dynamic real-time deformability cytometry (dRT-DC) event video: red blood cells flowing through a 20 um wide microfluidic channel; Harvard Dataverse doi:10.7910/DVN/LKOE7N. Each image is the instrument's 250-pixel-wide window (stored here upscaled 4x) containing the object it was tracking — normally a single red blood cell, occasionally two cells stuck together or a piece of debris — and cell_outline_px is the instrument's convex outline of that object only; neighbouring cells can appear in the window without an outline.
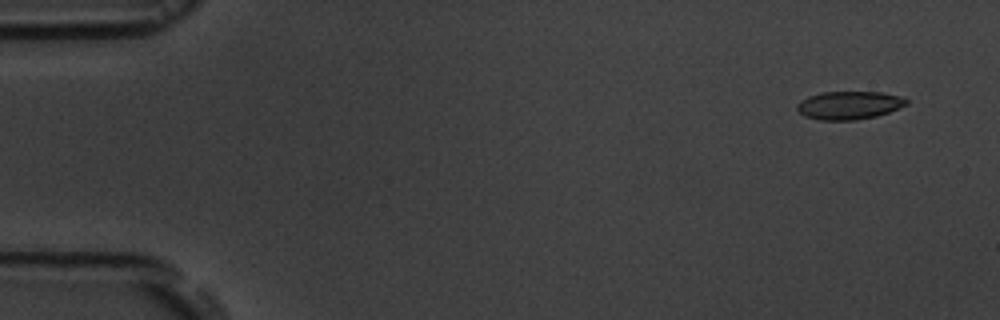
{"species": "common noctule bat (a hibernating species)", "species_latin": "Nyctalus noctula", "temperature_condition": "room temperature", "stored_images_in_passage": 5, "camera_frame_rate_fps": 3000, "um_per_image_px": 0.085, "animal": {"sex": "male", "body_mass_g": 19.5, "forearm_length_mm": 54.6}, "frame": {"image": 1, "passage_image": 2, "time_ms": 1.0, "image_size_px": [1000, 320], "cell_outline_px": [[908, 104], [900, 108], [876, 116], [856, 120], [820, 120], [804, 116], [796, 108], [796, 104], [800, 100], [808, 96], [820, 92], [880, 92], [900, 96], [908, 100]], "centroid_in_image_um": [72.15, 8.94], "position_along_channel_um": 12.8, "area_um2": 18.03}}